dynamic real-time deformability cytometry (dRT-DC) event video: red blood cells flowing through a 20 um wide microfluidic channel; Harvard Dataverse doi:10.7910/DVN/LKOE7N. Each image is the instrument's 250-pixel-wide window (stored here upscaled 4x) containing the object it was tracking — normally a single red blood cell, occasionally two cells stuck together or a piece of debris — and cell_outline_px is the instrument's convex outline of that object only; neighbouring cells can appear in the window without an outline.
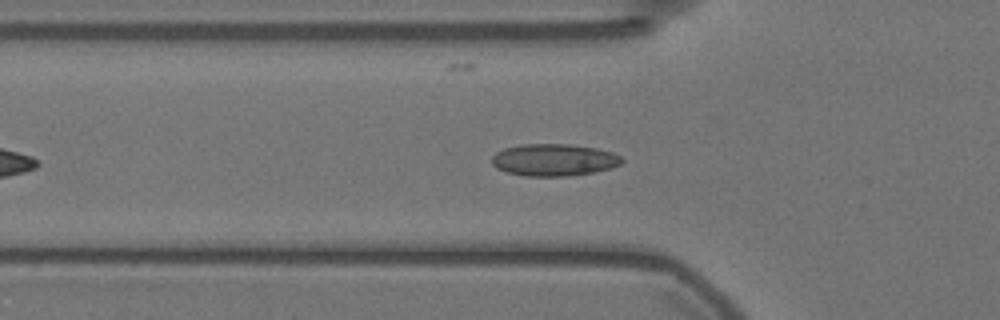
{"species": "Egyptian fruit bat (a non-hibernating species)", "species_latin": "Rousettus aegyptiacus", "temperature_condition": "warm", "stored_images_in_passage": 42, "camera_frame_rate_fps": 3000, "um_per_image_px": 0.085, "animal": {"sex": "female"}, "frame": {"image": 1, "passage_image": 11, "time_ms": 3.333, "image_size_px": [1000, 320], "cell_outline_px": [[624, 160], [620, 164], [612, 168], [592, 172], [568, 176], [524, 176], [508, 172], [496, 168], [492, 164], [492, 156], [496, 152], [504, 148], [520, 144], [572, 144], [596, 148], [612, 152], [620, 156]], "centroid_in_image_um": [47.07, 13.58], "position_along_channel_um": 78.7, "area_um2": 24.39}}
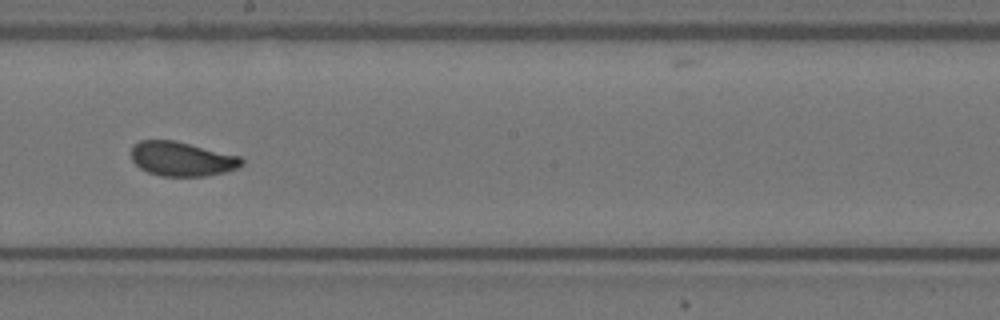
{"frame": {"image": 2, "passage_image": 24, "time_ms": 7.667, "image_size_px": [1000, 320], "cell_outline_px": [[244, 164], [236, 168], [224, 172], [204, 176], [160, 176], [148, 172], [140, 168], [132, 160], [132, 144], [140, 140], [176, 140], [240, 156], [244, 160]], "centroid_in_image_um": [15.45, 13.5], "position_along_channel_um": 232.7, "area_um2": 22.2}}
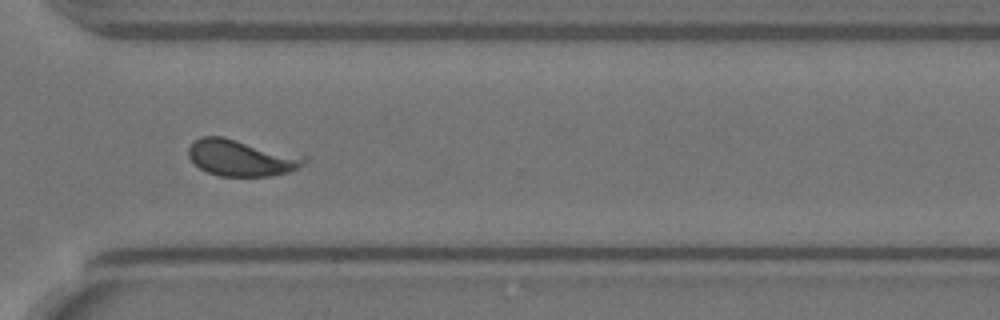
{"frame": {"image": 3, "passage_image": 34, "time_ms": 11.0, "image_size_px": [1000, 320], "cell_outline_px": [[308, 160], [304, 164], [288, 172], [272, 176], [220, 176], [208, 172], [200, 168], [188, 156], [188, 148], [200, 136], [224, 136], [308, 156]], "centroid_in_image_um": [20.55, 13.4], "position_along_channel_um": 350.0, "area_um2": 24.8}, "authors_computed_cell_mechanics": {"area_um2": 22.7443, "velocity_mm_per_s": 3.5265, "shape_relaxation_time_tau1_ms": 4.4292, "shape_relaxation_time_tau2_ms": 1.0957, "deformation_change_tau1": 0.0865, "deformation_change_tau2": 0.0468}}